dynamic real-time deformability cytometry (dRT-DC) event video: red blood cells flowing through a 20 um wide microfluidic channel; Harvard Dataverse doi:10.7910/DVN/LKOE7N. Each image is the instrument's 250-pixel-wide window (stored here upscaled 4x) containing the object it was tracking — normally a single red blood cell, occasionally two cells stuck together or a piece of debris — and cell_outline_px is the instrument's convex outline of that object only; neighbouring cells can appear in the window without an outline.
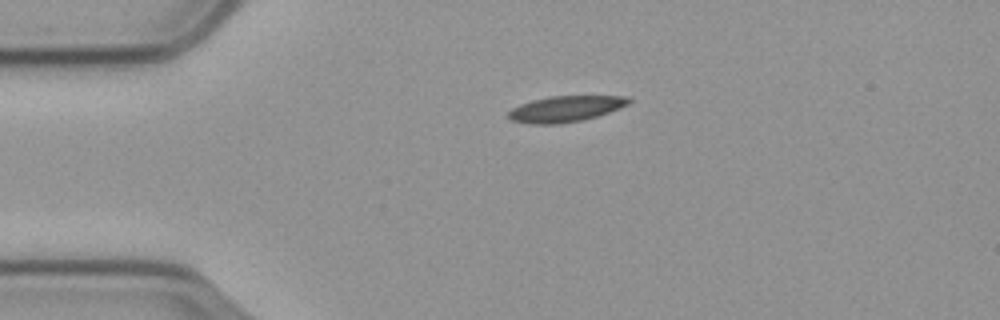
{"species": "common noctule bat (a hibernating species)", "species_latin": "Nyctalus noctula", "temperature_condition": "cold", "stored_images_in_passage": 46, "camera_frame_rate_fps": 3000, "um_per_image_px": 0.085, "animal": {"sex": "male", "body_mass_g": 23.1, "forearm_length_mm": 52.7}, "frame": {"image": 1, "passage_image": 1, "time_ms": 0.0, "image_size_px": [1000, 320], "cell_outline_px": [[632, 100], [628, 104], [608, 112], [596, 116], [580, 120], [560, 124], [532, 124], [512, 120], [508, 116], [508, 112], [512, 108], [520, 104], [532, 100], [548, 96], [628, 96]], "centroid_in_image_um": [48.05, 9.24], "position_along_channel_um": 37.0, "area_um2": 18.03}}
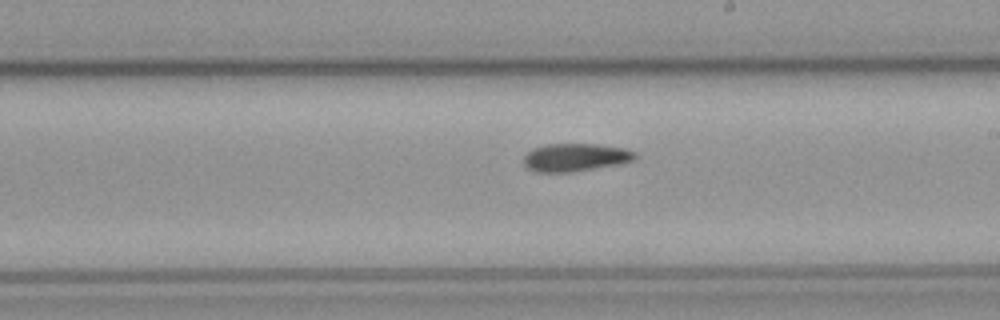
{"frame": {"image": 2, "passage_image": 21, "time_ms": 6.667, "image_size_px": [1000, 320], "cell_outline_px": [[636, 156], [632, 160], [620, 164], [572, 172], [536, 172], [528, 168], [524, 164], [524, 156], [532, 148], [544, 144], [596, 144], [628, 148], [636, 152]], "centroid_in_image_um": [48.91, 13.37], "position_along_channel_um": 240.1, "area_um2": 18.26}}
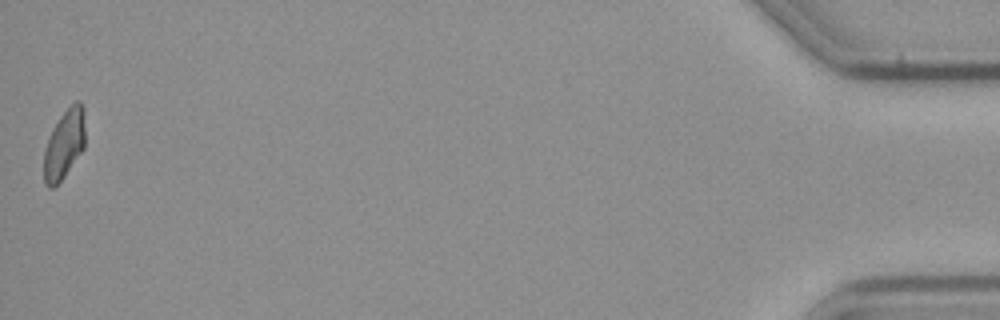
{"frame": {"image": 3, "passage_image": 46, "time_ms": 15.0, "image_size_px": [1000, 320], "cell_outline_px": [[84, 148], [64, 176], [52, 188], [48, 188], [44, 184], [44, 148], [52, 128], [60, 116], [76, 100], [80, 100], [84, 108]], "centroid_in_image_um": [5.45, 12.25], "position_along_channel_um": 429.7, "area_um2": 16.59}}